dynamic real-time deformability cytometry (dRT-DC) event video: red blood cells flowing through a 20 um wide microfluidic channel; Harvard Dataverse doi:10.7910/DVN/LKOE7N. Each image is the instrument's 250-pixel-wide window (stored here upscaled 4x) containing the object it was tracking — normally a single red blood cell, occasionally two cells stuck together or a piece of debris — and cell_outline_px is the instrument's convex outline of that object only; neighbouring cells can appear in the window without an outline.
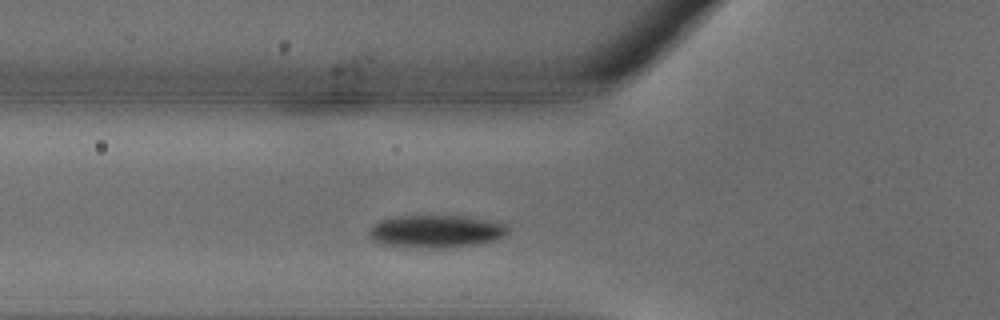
{"species": "common noctule bat (a hibernating species)", "species_latin": "Nyctalus noctula", "temperature_condition": "warm", "stored_images_in_passage": 28, "camera_frame_rate_fps": 3000, "um_per_image_px": 0.085, "animal": {"sex": "male", "body_mass_g": 18.8}, "frame": {"image": 1, "passage_image": 5, "time_ms": 1.333, "image_size_px": [1000, 320], "cell_outline_px": [[508, 232], [504, 236], [496, 240], [480, 244], [444, 248], [416, 248], [380, 244], [372, 240], [368, 232], [372, 224], [380, 220], [396, 216], [460, 216], [488, 220], [504, 224], [508, 228]], "centroid_in_image_um": [37.02, 19.68], "position_along_channel_um": 88.8, "area_um2": 26.65}}
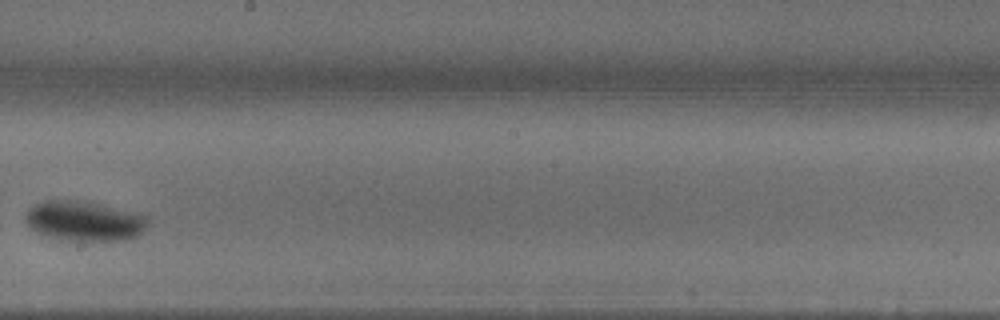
{"frame": {"image": 2, "passage_image": 13, "time_ms": 4.0, "image_size_px": [1000, 320], "cell_outline_px": [[148, 224], [136, 236], [128, 240], [56, 240], [44, 236], [28, 228], [24, 220], [24, 216], [28, 208], [44, 200], [80, 200], [136, 212], [148, 216]], "centroid_in_image_um": [7.1, 18.79], "position_along_channel_um": 241.1, "area_um2": 28.84}}
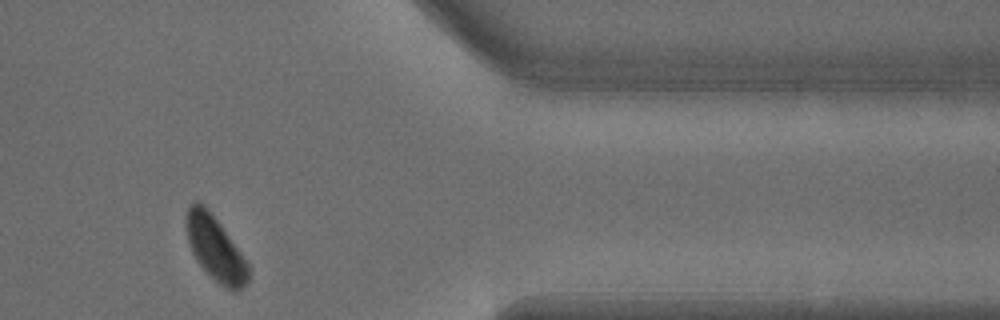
{"frame": {"image": 3, "passage_image": 22, "time_ms": 7.0, "image_size_px": [1000, 320], "cell_outline_px": [[248, 280], [240, 288], [232, 292], [220, 284], [200, 264], [192, 252], [188, 240], [188, 208], [196, 200], [200, 200], [208, 208], [220, 224], [240, 252], [248, 264]], "centroid_in_image_um": [18.31, 21.11], "position_along_channel_um": 393.1, "area_um2": 22.37}}